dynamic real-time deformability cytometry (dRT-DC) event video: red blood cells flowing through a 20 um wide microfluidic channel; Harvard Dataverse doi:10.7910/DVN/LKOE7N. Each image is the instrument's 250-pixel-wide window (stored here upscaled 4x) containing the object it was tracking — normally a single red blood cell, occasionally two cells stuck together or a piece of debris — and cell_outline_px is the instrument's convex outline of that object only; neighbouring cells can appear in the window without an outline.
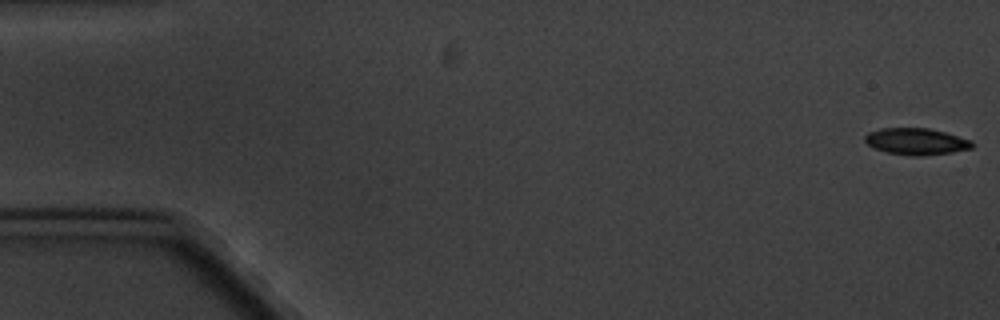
{"species": "common noctule bat (a hibernating species)", "species_latin": "Nyctalus noctula", "temperature_condition": "cold", "stored_images_in_passage": 8, "camera_frame_rate_fps": 3000, "um_per_image_px": 0.085, "animal": {"sex": "male", "body_mass_g": 20.1, "forearm_length_mm": 53.5}, "frame": {"image": 1, "passage_image": 1, "time_ms": 0.0, "image_size_px": [1000, 320], "cell_outline_px": [[972, 148], [952, 152], [920, 156], [912, 156], [888, 152], [876, 148], [868, 144], [864, 140], [864, 136], [868, 132], [880, 128], [928, 128], [944, 132], [972, 140]], "centroid_in_image_um": [77.87, 12.01], "position_along_channel_um": 7.1, "area_um2": 16.47}}
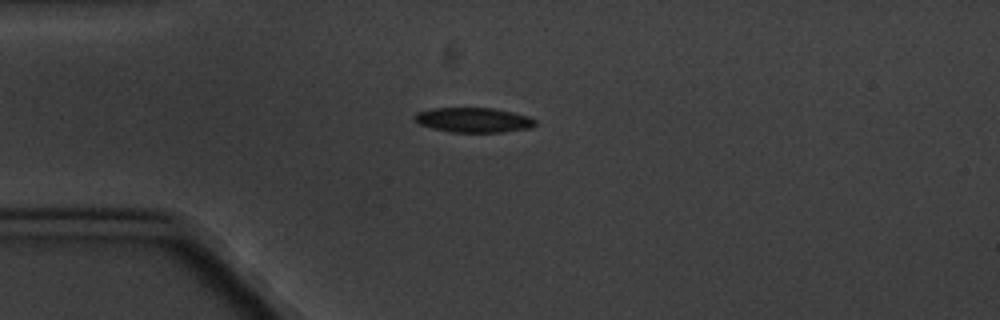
{"frame": {"image": 2, "passage_image": 5, "time_ms": 4.667, "image_size_px": [1000, 320], "cell_outline_px": [[536, 124], [532, 128], [504, 132], [448, 132], [432, 128], [420, 124], [412, 120], [412, 116], [416, 112], [432, 108], [492, 108], [512, 112], [528, 116], [536, 120]], "centroid_in_image_um": [40.22, 10.2], "position_along_channel_um": 44.8, "area_um2": 17.63}}